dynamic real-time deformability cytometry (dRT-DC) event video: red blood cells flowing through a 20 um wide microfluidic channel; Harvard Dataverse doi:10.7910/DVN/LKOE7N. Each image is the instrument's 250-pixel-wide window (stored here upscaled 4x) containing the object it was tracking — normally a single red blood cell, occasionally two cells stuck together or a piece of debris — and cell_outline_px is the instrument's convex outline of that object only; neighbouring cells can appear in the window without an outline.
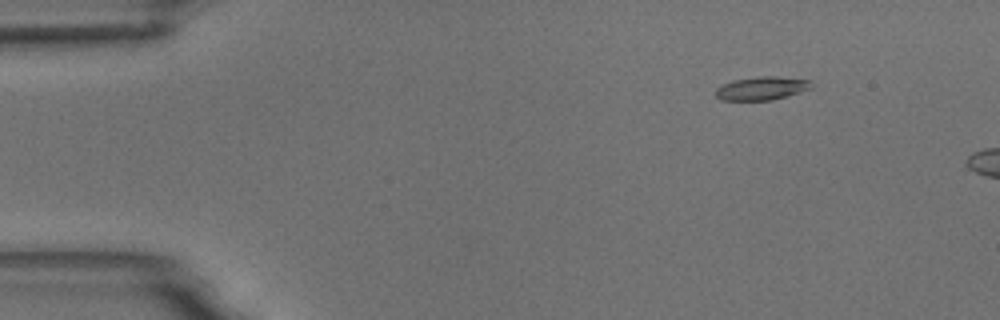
{"species": "common noctule bat (a hibernating species)", "species_latin": "Nyctalus noctula", "temperature_condition": "room temperature", "stored_images_in_passage": 3, "camera_frame_rate_fps": 3000, "um_per_image_px": 0.085, "animal": {"sex": "male", "body_mass_g": 18.8}, "frame": {"image": 1, "passage_image": 1, "time_ms": 0.0, "image_size_px": [1000, 320], "cell_outline_px": [[812, 88], [772, 100], [720, 100], [716, 96], [716, 88], [720, 84], [732, 80], [756, 76], [776, 76], [812, 80]], "centroid_in_image_um": [64.72, 7.49], "position_along_channel_um": 20.3, "area_um2": 13.18}}